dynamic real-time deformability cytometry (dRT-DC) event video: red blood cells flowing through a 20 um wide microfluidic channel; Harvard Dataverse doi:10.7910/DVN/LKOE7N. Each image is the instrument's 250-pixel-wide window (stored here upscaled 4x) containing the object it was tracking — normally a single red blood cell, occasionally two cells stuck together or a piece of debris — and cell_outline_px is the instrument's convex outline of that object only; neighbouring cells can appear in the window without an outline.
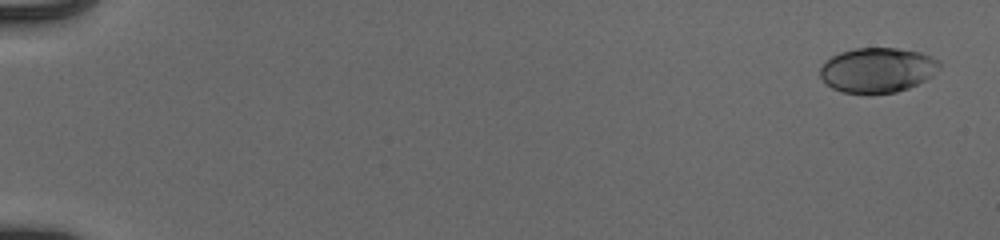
{"species": "human", "species_latin": "Homo sapiens", "temperature_condition": "cold", "stored_images_in_passage": 53, "camera_frame_rate_fps": 3000, "um_per_image_px": 0.085, "donor": {"sex": "male"}, "frame": {"image": 1, "passage_image": 1, "time_ms": 0.0, "image_size_px": [1000, 240], "cell_outline_px": [[940, 68], [932, 76], [908, 88], [896, 92], [872, 96], [840, 92], [832, 88], [820, 76], [820, 68], [824, 60], [840, 52], [856, 48], [896, 48], [920, 52], [932, 56], [940, 60]], "centroid_in_image_um": [74.57, 5.98], "position_along_channel_um": 10.4, "area_um2": 31.85}}
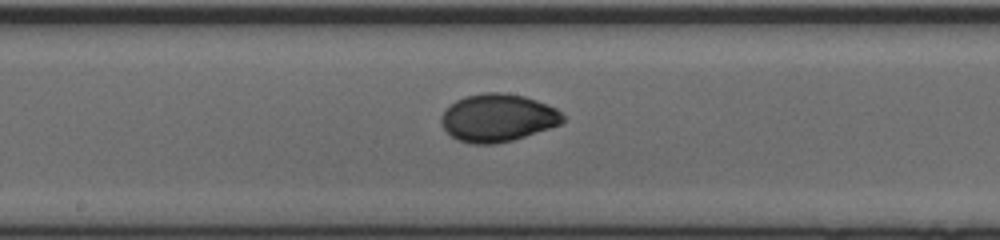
{"frame": {"image": 2, "passage_image": 30, "time_ms": 9.667, "image_size_px": [1000, 240], "cell_outline_px": [[564, 120], [560, 124], [512, 140], [492, 144], [472, 144], [456, 140], [444, 128], [440, 120], [444, 112], [456, 100], [464, 96], [484, 92], [500, 92], [524, 96], [536, 100], [556, 108], [564, 116]], "centroid_in_image_um": [42.29, 10.01], "position_along_channel_um": 205.9, "area_um2": 33.52}}
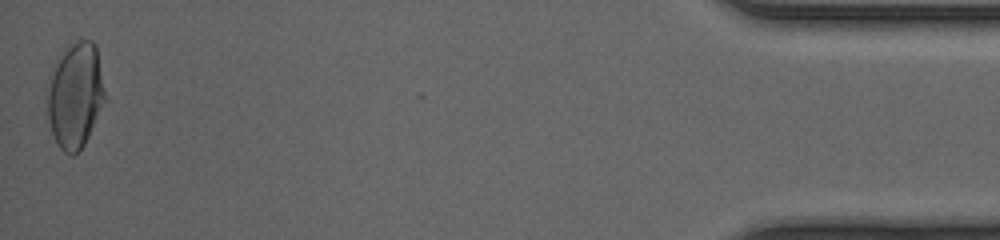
{"frame": {"image": 3, "passage_image": 53, "time_ms": 17.333, "image_size_px": [1000, 240], "cell_outline_px": [[104, 100], [88, 136], [84, 144], [72, 156], [68, 156], [60, 148], [52, 132], [48, 116], [48, 76], [60, 52], [68, 44], [80, 40], [92, 40], [96, 44], [104, 92]], "centroid_in_image_um": [6.36, 8.05], "position_along_channel_um": 428.8, "area_um2": 35.08}, "authors_computed_cell_mechanics": {"area_um2": 32.3102, "velocity_mm_per_s": 3.9503, "shape_relaxation_time_tau1_ms": 3.9444, "shape_relaxation_time_tau2_ms": null, "deformation_change_tau1": 0.1483, "deformation_change_tau2": null}}